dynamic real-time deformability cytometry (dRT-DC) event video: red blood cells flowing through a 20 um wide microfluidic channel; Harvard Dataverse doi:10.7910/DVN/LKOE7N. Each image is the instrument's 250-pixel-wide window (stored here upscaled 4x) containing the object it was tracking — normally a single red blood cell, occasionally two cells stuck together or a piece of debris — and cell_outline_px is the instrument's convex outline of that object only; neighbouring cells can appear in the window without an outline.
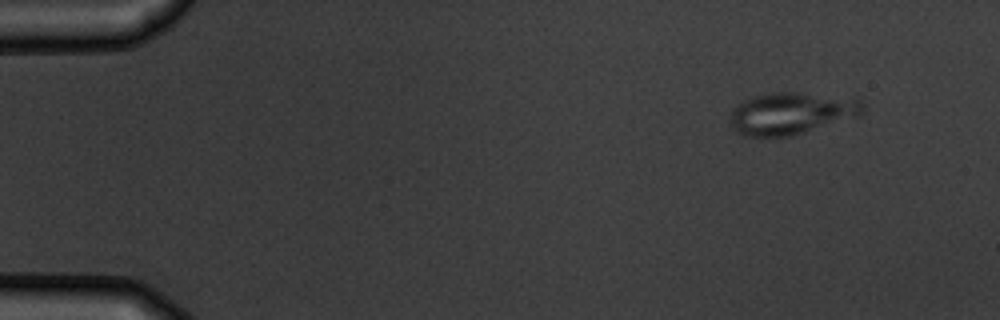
{"species": "common noctule bat (a hibernating species)", "species_latin": "Nyctalus noctula", "temperature_condition": "warm", "stored_images_in_passage": 4, "camera_frame_rate_fps": 3000, "um_per_image_px": 0.085, "animal": {"sex": "male", "body_mass_g": 19.5, "forearm_length_mm": 54.6}, "frame": {"image": 1, "passage_image": 1, "time_ms": 0.0, "image_size_px": [1000, 320], "cell_outline_px": [[864, 112], [860, 116], [792, 136], [744, 136], [736, 132], [732, 128], [728, 120], [732, 108], [744, 100], [752, 96], [772, 92], [796, 92], [856, 96], [864, 104]], "centroid_in_image_um": [67.31, 9.61], "position_along_channel_um": 17.7, "area_um2": 33.41}}